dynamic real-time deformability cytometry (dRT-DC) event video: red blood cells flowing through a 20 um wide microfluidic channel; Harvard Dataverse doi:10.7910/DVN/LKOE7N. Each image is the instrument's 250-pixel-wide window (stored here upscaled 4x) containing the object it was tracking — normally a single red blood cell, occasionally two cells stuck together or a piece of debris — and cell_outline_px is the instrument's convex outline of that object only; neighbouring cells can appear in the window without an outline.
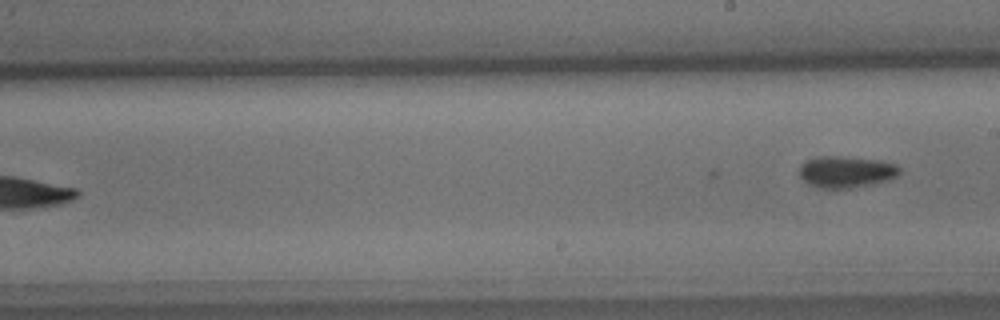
{"species": "common noctule bat (a hibernating species)", "species_latin": "Nyctalus noctula", "temperature_condition": "cold", "stored_images_in_passage": 10, "segment_of_instrument_passage": [2, 2], "camera_frame_rate_fps": 3000, "um_per_image_px": 0.085, "animal": {"sex": "male", "body_mass_g": 15.6}, "frame": {"image": 1, "passage_image": 10, "time_ms": 11.667, "image_size_px": [1000, 320], "cell_outline_px": [[900, 172], [892, 180], [848, 188], [820, 188], [808, 184], [800, 176], [800, 164], [816, 156], [840, 156], [880, 160], [896, 164], [900, 168]], "centroid_in_image_um": [71.93, 14.6], "position_along_channel_um": 217.1, "area_um2": 18.5}}